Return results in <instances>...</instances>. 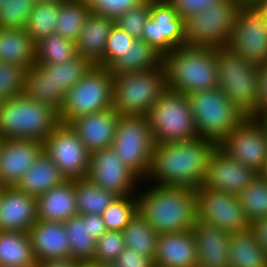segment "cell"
Wrapping results in <instances>:
<instances>
[{"mask_svg": "<svg viewBox=\"0 0 267 267\" xmlns=\"http://www.w3.org/2000/svg\"><path fill=\"white\" fill-rule=\"evenodd\" d=\"M218 144L206 138L156 143L145 182L160 186L200 187ZM149 180V181H148Z\"/></svg>", "mask_w": 267, "mask_h": 267, "instance_id": "1", "label": "cell"}, {"mask_svg": "<svg viewBox=\"0 0 267 267\" xmlns=\"http://www.w3.org/2000/svg\"><path fill=\"white\" fill-rule=\"evenodd\" d=\"M142 183V188L139 186L137 192L138 212L155 232L162 234L191 230L197 219L194 187L160 186L151 182L145 185V180Z\"/></svg>", "mask_w": 267, "mask_h": 267, "instance_id": "2", "label": "cell"}, {"mask_svg": "<svg viewBox=\"0 0 267 267\" xmlns=\"http://www.w3.org/2000/svg\"><path fill=\"white\" fill-rule=\"evenodd\" d=\"M167 88L188 95L217 88L216 48L184 45L163 56Z\"/></svg>", "mask_w": 267, "mask_h": 267, "instance_id": "3", "label": "cell"}, {"mask_svg": "<svg viewBox=\"0 0 267 267\" xmlns=\"http://www.w3.org/2000/svg\"><path fill=\"white\" fill-rule=\"evenodd\" d=\"M59 123L53 108L23 94L0 101V134L4 139L43 142Z\"/></svg>", "mask_w": 267, "mask_h": 267, "instance_id": "4", "label": "cell"}, {"mask_svg": "<svg viewBox=\"0 0 267 267\" xmlns=\"http://www.w3.org/2000/svg\"><path fill=\"white\" fill-rule=\"evenodd\" d=\"M168 90L166 68L113 75V109L122 116H147Z\"/></svg>", "mask_w": 267, "mask_h": 267, "instance_id": "5", "label": "cell"}, {"mask_svg": "<svg viewBox=\"0 0 267 267\" xmlns=\"http://www.w3.org/2000/svg\"><path fill=\"white\" fill-rule=\"evenodd\" d=\"M217 88L246 116H256L258 65L228 47L216 48Z\"/></svg>", "mask_w": 267, "mask_h": 267, "instance_id": "6", "label": "cell"}, {"mask_svg": "<svg viewBox=\"0 0 267 267\" xmlns=\"http://www.w3.org/2000/svg\"><path fill=\"white\" fill-rule=\"evenodd\" d=\"M198 137L219 144L246 117L218 88L187 95Z\"/></svg>", "mask_w": 267, "mask_h": 267, "instance_id": "7", "label": "cell"}, {"mask_svg": "<svg viewBox=\"0 0 267 267\" xmlns=\"http://www.w3.org/2000/svg\"><path fill=\"white\" fill-rule=\"evenodd\" d=\"M154 143L192 140L198 137L188 96L167 90L147 115Z\"/></svg>", "mask_w": 267, "mask_h": 267, "instance_id": "8", "label": "cell"}, {"mask_svg": "<svg viewBox=\"0 0 267 267\" xmlns=\"http://www.w3.org/2000/svg\"><path fill=\"white\" fill-rule=\"evenodd\" d=\"M113 74L108 68L93 66L69 91L60 110L59 121L68 124L75 118L113 108Z\"/></svg>", "mask_w": 267, "mask_h": 267, "instance_id": "9", "label": "cell"}, {"mask_svg": "<svg viewBox=\"0 0 267 267\" xmlns=\"http://www.w3.org/2000/svg\"><path fill=\"white\" fill-rule=\"evenodd\" d=\"M154 145L147 116H119L111 147L142 181L150 172Z\"/></svg>", "mask_w": 267, "mask_h": 267, "instance_id": "10", "label": "cell"}, {"mask_svg": "<svg viewBox=\"0 0 267 267\" xmlns=\"http://www.w3.org/2000/svg\"><path fill=\"white\" fill-rule=\"evenodd\" d=\"M242 5L224 0L184 20L185 45L223 48L227 46Z\"/></svg>", "mask_w": 267, "mask_h": 267, "instance_id": "11", "label": "cell"}, {"mask_svg": "<svg viewBox=\"0 0 267 267\" xmlns=\"http://www.w3.org/2000/svg\"><path fill=\"white\" fill-rule=\"evenodd\" d=\"M43 152L52 159L66 180L86 179L90 153L69 124L59 123L43 140Z\"/></svg>", "mask_w": 267, "mask_h": 267, "instance_id": "12", "label": "cell"}, {"mask_svg": "<svg viewBox=\"0 0 267 267\" xmlns=\"http://www.w3.org/2000/svg\"><path fill=\"white\" fill-rule=\"evenodd\" d=\"M228 157L259 173L267 161V133L259 116H246L219 144Z\"/></svg>", "mask_w": 267, "mask_h": 267, "instance_id": "13", "label": "cell"}, {"mask_svg": "<svg viewBox=\"0 0 267 267\" xmlns=\"http://www.w3.org/2000/svg\"><path fill=\"white\" fill-rule=\"evenodd\" d=\"M226 47L255 65L267 61L266 19L256 6L239 10Z\"/></svg>", "mask_w": 267, "mask_h": 267, "instance_id": "14", "label": "cell"}, {"mask_svg": "<svg viewBox=\"0 0 267 267\" xmlns=\"http://www.w3.org/2000/svg\"><path fill=\"white\" fill-rule=\"evenodd\" d=\"M197 218L228 233L250 228L239 198L236 195L208 189L196 188Z\"/></svg>", "mask_w": 267, "mask_h": 267, "instance_id": "15", "label": "cell"}, {"mask_svg": "<svg viewBox=\"0 0 267 267\" xmlns=\"http://www.w3.org/2000/svg\"><path fill=\"white\" fill-rule=\"evenodd\" d=\"M141 39L164 56L185 45L184 19L167 0H150V15L145 21Z\"/></svg>", "mask_w": 267, "mask_h": 267, "instance_id": "16", "label": "cell"}, {"mask_svg": "<svg viewBox=\"0 0 267 267\" xmlns=\"http://www.w3.org/2000/svg\"><path fill=\"white\" fill-rule=\"evenodd\" d=\"M87 179L117 196L137 194L142 180L118 157L112 147L90 154Z\"/></svg>", "mask_w": 267, "mask_h": 267, "instance_id": "17", "label": "cell"}, {"mask_svg": "<svg viewBox=\"0 0 267 267\" xmlns=\"http://www.w3.org/2000/svg\"><path fill=\"white\" fill-rule=\"evenodd\" d=\"M258 176L252 168L231 157L218 147L209 160L202 186L238 196Z\"/></svg>", "mask_w": 267, "mask_h": 267, "instance_id": "18", "label": "cell"}, {"mask_svg": "<svg viewBox=\"0 0 267 267\" xmlns=\"http://www.w3.org/2000/svg\"><path fill=\"white\" fill-rule=\"evenodd\" d=\"M43 152L34 139H4L0 147V187H14Z\"/></svg>", "mask_w": 267, "mask_h": 267, "instance_id": "19", "label": "cell"}, {"mask_svg": "<svg viewBox=\"0 0 267 267\" xmlns=\"http://www.w3.org/2000/svg\"><path fill=\"white\" fill-rule=\"evenodd\" d=\"M37 197L14 187H0V230L29 232L37 222Z\"/></svg>", "mask_w": 267, "mask_h": 267, "instance_id": "20", "label": "cell"}, {"mask_svg": "<svg viewBox=\"0 0 267 267\" xmlns=\"http://www.w3.org/2000/svg\"><path fill=\"white\" fill-rule=\"evenodd\" d=\"M119 116L118 112L111 108L79 116L68 124L84 143L87 151L92 154L112 146Z\"/></svg>", "mask_w": 267, "mask_h": 267, "instance_id": "21", "label": "cell"}, {"mask_svg": "<svg viewBox=\"0 0 267 267\" xmlns=\"http://www.w3.org/2000/svg\"><path fill=\"white\" fill-rule=\"evenodd\" d=\"M190 231L197 250V267H230V233L198 218Z\"/></svg>", "mask_w": 267, "mask_h": 267, "instance_id": "22", "label": "cell"}, {"mask_svg": "<svg viewBox=\"0 0 267 267\" xmlns=\"http://www.w3.org/2000/svg\"><path fill=\"white\" fill-rule=\"evenodd\" d=\"M155 267H197V250L191 231L158 236Z\"/></svg>", "mask_w": 267, "mask_h": 267, "instance_id": "23", "label": "cell"}, {"mask_svg": "<svg viewBox=\"0 0 267 267\" xmlns=\"http://www.w3.org/2000/svg\"><path fill=\"white\" fill-rule=\"evenodd\" d=\"M29 235L38 263L70 257L68 234L62 222L37 220Z\"/></svg>", "mask_w": 267, "mask_h": 267, "instance_id": "24", "label": "cell"}, {"mask_svg": "<svg viewBox=\"0 0 267 267\" xmlns=\"http://www.w3.org/2000/svg\"><path fill=\"white\" fill-rule=\"evenodd\" d=\"M115 20L90 12L76 39L77 55L96 66L104 58V48Z\"/></svg>", "mask_w": 267, "mask_h": 267, "instance_id": "25", "label": "cell"}, {"mask_svg": "<svg viewBox=\"0 0 267 267\" xmlns=\"http://www.w3.org/2000/svg\"><path fill=\"white\" fill-rule=\"evenodd\" d=\"M78 215L75 202L74 180H65L61 185L37 197V219L64 222Z\"/></svg>", "mask_w": 267, "mask_h": 267, "instance_id": "26", "label": "cell"}, {"mask_svg": "<svg viewBox=\"0 0 267 267\" xmlns=\"http://www.w3.org/2000/svg\"><path fill=\"white\" fill-rule=\"evenodd\" d=\"M22 94L26 98L50 106L58 114L65 100V95L51 82L49 64L36 63L26 69Z\"/></svg>", "mask_w": 267, "mask_h": 267, "instance_id": "27", "label": "cell"}, {"mask_svg": "<svg viewBox=\"0 0 267 267\" xmlns=\"http://www.w3.org/2000/svg\"><path fill=\"white\" fill-rule=\"evenodd\" d=\"M65 180L57 165L42 152L15 187L28 195L38 197Z\"/></svg>", "mask_w": 267, "mask_h": 267, "instance_id": "28", "label": "cell"}, {"mask_svg": "<svg viewBox=\"0 0 267 267\" xmlns=\"http://www.w3.org/2000/svg\"><path fill=\"white\" fill-rule=\"evenodd\" d=\"M0 62L26 69L36 64V44L25 29L0 28Z\"/></svg>", "mask_w": 267, "mask_h": 267, "instance_id": "29", "label": "cell"}, {"mask_svg": "<svg viewBox=\"0 0 267 267\" xmlns=\"http://www.w3.org/2000/svg\"><path fill=\"white\" fill-rule=\"evenodd\" d=\"M163 55L142 39H135L126 52L108 69L113 75L145 71L160 67Z\"/></svg>", "mask_w": 267, "mask_h": 267, "instance_id": "30", "label": "cell"}, {"mask_svg": "<svg viewBox=\"0 0 267 267\" xmlns=\"http://www.w3.org/2000/svg\"><path fill=\"white\" fill-rule=\"evenodd\" d=\"M230 267H267V254L251 229L230 233Z\"/></svg>", "mask_w": 267, "mask_h": 267, "instance_id": "31", "label": "cell"}, {"mask_svg": "<svg viewBox=\"0 0 267 267\" xmlns=\"http://www.w3.org/2000/svg\"><path fill=\"white\" fill-rule=\"evenodd\" d=\"M38 264L29 232L0 230V267Z\"/></svg>", "mask_w": 267, "mask_h": 267, "instance_id": "32", "label": "cell"}, {"mask_svg": "<svg viewBox=\"0 0 267 267\" xmlns=\"http://www.w3.org/2000/svg\"><path fill=\"white\" fill-rule=\"evenodd\" d=\"M63 225L68 234L70 257L80 263H93L96 239L89 232L88 214L75 215Z\"/></svg>", "mask_w": 267, "mask_h": 267, "instance_id": "33", "label": "cell"}, {"mask_svg": "<svg viewBox=\"0 0 267 267\" xmlns=\"http://www.w3.org/2000/svg\"><path fill=\"white\" fill-rule=\"evenodd\" d=\"M74 191L78 215H102L118 197L115 193L94 185L87 178L74 179Z\"/></svg>", "mask_w": 267, "mask_h": 267, "instance_id": "34", "label": "cell"}, {"mask_svg": "<svg viewBox=\"0 0 267 267\" xmlns=\"http://www.w3.org/2000/svg\"><path fill=\"white\" fill-rule=\"evenodd\" d=\"M125 245L140 255L154 260L159 233L155 232L139 212L122 231Z\"/></svg>", "mask_w": 267, "mask_h": 267, "instance_id": "35", "label": "cell"}, {"mask_svg": "<svg viewBox=\"0 0 267 267\" xmlns=\"http://www.w3.org/2000/svg\"><path fill=\"white\" fill-rule=\"evenodd\" d=\"M90 12L91 9L82 0L61 2L55 32L75 42Z\"/></svg>", "mask_w": 267, "mask_h": 267, "instance_id": "36", "label": "cell"}, {"mask_svg": "<svg viewBox=\"0 0 267 267\" xmlns=\"http://www.w3.org/2000/svg\"><path fill=\"white\" fill-rule=\"evenodd\" d=\"M60 3L36 1L25 30L36 44L41 39L55 33Z\"/></svg>", "mask_w": 267, "mask_h": 267, "instance_id": "37", "label": "cell"}, {"mask_svg": "<svg viewBox=\"0 0 267 267\" xmlns=\"http://www.w3.org/2000/svg\"><path fill=\"white\" fill-rule=\"evenodd\" d=\"M76 56L75 43L56 32L36 43V63L59 64L72 60Z\"/></svg>", "mask_w": 267, "mask_h": 267, "instance_id": "38", "label": "cell"}, {"mask_svg": "<svg viewBox=\"0 0 267 267\" xmlns=\"http://www.w3.org/2000/svg\"><path fill=\"white\" fill-rule=\"evenodd\" d=\"M94 65L86 58L77 55L72 60L59 64H49L51 82L64 95L76 85Z\"/></svg>", "mask_w": 267, "mask_h": 267, "instance_id": "39", "label": "cell"}, {"mask_svg": "<svg viewBox=\"0 0 267 267\" xmlns=\"http://www.w3.org/2000/svg\"><path fill=\"white\" fill-rule=\"evenodd\" d=\"M238 198L250 225L267 218V181L259 175L238 195Z\"/></svg>", "mask_w": 267, "mask_h": 267, "instance_id": "40", "label": "cell"}, {"mask_svg": "<svg viewBox=\"0 0 267 267\" xmlns=\"http://www.w3.org/2000/svg\"><path fill=\"white\" fill-rule=\"evenodd\" d=\"M138 213L137 194L118 196L101 215L107 230L123 231Z\"/></svg>", "mask_w": 267, "mask_h": 267, "instance_id": "41", "label": "cell"}, {"mask_svg": "<svg viewBox=\"0 0 267 267\" xmlns=\"http://www.w3.org/2000/svg\"><path fill=\"white\" fill-rule=\"evenodd\" d=\"M37 0H6L0 6V28L25 29Z\"/></svg>", "mask_w": 267, "mask_h": 267, "instance_id": "42", "label": "cell"}, {"mask_svg": "<svg viewBox=\"0 0 267 267\" xmlns=\"http://www.w3.org/2000/svg\"><path fill=\"white\" fill-rule=\"evenodd\" d=\"M125 247L121 231L107 230L96 239L93 263H113Z\"/></svg>", "mask_w": 267, "mask_h": 267, "instance_id": "43", "label": "cell"}, {"mask_svg": "<svg viewBox=\"0 0 267 267\" xmlns=\"http://www.w3.org/2000/svg\"><path fill=\"white\" fill-rule=\"evenodd\" d=\"M134 41L130 34L114 22L105 44L104 58L96 66L109 68Z\"/></svg>", "mask_w": 267, "mask_h": 267, "instance_id": "44", "label": "cell"}, {"mask_svg": "<svg viewBox=\"0 0 267 267\" xmlns=\"http://www.w3.org/2000/svg\"><path fill=\"white\" fill-rule=\"evenodd\" d=\"M25 74L23 66L0 62V101L23 93Z\"/></svg>", "mask_w": 267, "mask_h": 267, "instance_id": "45", "label": "cell"}, {"mask_svg": "<svg viewBox=\"0 0 267 267\" xmlns=\"http://www.w3.org/2000/svg\"><path fill=\"white\" fill-rule=\"evenodd\" d=\"M150 15V0H144L138 6L131 8L120 15L115 23L132 36L134 39H141L145 21Z\"/></svg>", "mask_w": 267, "mask_h": 267, "instance_id": "46", "label": "cell"}, {"mask_svg": "<svg viewBox=\"0 0 267 267\" xmlns=\"http://www.w3.org/2000/svg\"><path fill=\"white\" fill-rule=\"evenodd\" d=\"M91 12L116 20L144 0H82Z\"/></svg>", "mask_w": 267, "mask_h": 267, "instance_id": "47", "label": "cell"}, {"mask_svg": "<svg viewBox=\"0 0 267 267\" xmlns=\"http://www.w3.org/2000/svg\"><path fill=\"white\" fill-rule=\"evenodd\" d=\"M177 12L179 17L184 20L188 17L208 9L224 0H167Z\"/></svg>", "mask_w": 267, "mask_h": 267, "instance_id": "48", "label": "cell"}, {"mask_svg": "<svg viewBox=\"0 0 267 267\" xmlns=\"http://www.w3.org/2000/svg\"><path fill=\"white\" fill-rule=\"evenodd\" d=\"M113 264L117 267H155L152 258L140 255L128 247H125Z\"/></svg>", "mask_w": 267, "mask_h": 267, "instance_id": "49", "label": "cell"}, {"mask_svg": "<svg viewBox=\"0 0 267 267\" xmlns=\"http://www.w3.org/2000/svg\"><path fill=\"white\" fill-rule=\"evenodd\" d=\"M267 111V61L258 66L256 116Z\"/></svg>", "mask_w": 267, "mask_h": 267, "instance_id": "50", "label": "cell"}, {"mask_svg": "<svg viewBox=\"0 0 267 267\" xmlns=\"http://www.w3.org/2000/svg\"><path fill=\"white\" fill-rule=\"evenodd\" d=\"M256 241L261 245L267 254V218L253 222L250 225Z\"/></svg>", "mask_w": 267, "mask_h": 267, "instance_id": "51", "label": "cell"}, {"mask_svg": "<svg viewBox=\"0 0 267 267\" xmlns=\"http://www.w3.org/2000/svg\"><path fill=\"white\" fill-rule=\"evenodd\" d=\"M88 228L91 236L95 239L107 231L101 215L98 214H88Z\"/></svg>", "mask_w": 267, "mask_h": 267, "instance_id": "52", "label": "cell"}, {"mask_svg": "<svg viewBox=\"0 0 267 267\" xmlns=\"http://www.w3.org/2000/svg\"><path fill=\"white\" fill-rule=\"evenodd\" d=\"M80 262L68 258L50 259L38 263V267H77Z\"/></svg>", "mask_w": 267, "mask_h": 267, "instance_id": "53", "label": "cell"}, {"mask_svg": "<svg viewBox=\"0 0 267 267\" xmlns=\"http://www.w3.org/2000/svg\"><path fill=\"white\" fill-rule=\"evenodd\" d=\"M255 6L263 14L264 18H267V0H259Z\"/></svg>", "mask_w": 267, "mask_h": 267, "instance_id": "54", "label": "cell"}, {"mask_svg": "<svg viewBox=\"0 0 267 267\" xmlns=\"http://www.w3.org/2000/svg\"><path fill=\"white\" fill-rule=\"evenodd\" d=\"M240 3L242 6H255L259 0H233Z\"/></svg>", "mask_w": 267, "mask_h": 267, "instance_id": "55", "label": "cell"}, {"mask_svg": "<svg viewBox=\"0 0 267 267\" xmlns=\"http://www.w3.org/2000/svg\"><path fill=\"white\" fill-rule=\"evenodd\" d=\"M258 175L267 181V161L265 163V165L263 166L262 170L258 173Z\"/></svg>", "mask_w": 267, "mask_h": 267, "instance_id": "56", "label": "cell"}, {"mask_svg": "<svg viewBox=\"0 0 267 267\" xmlns=\"http://www.w3.org/2000/svg\"><path fill=\"white\" fill-rule=\"evenodd\" d=\"M77 267H98V264H95L92 262H83V263H79Z\"/></svg>", "mask_w": 267, "mask_h": 267, "instance_id": "57", "label": "cell"}, {"mask_svg": "<svg viewBox=\"0 0 267 267\" xmlns=\"http://www.w3.org/2000/svg\"><path fill=\"white\" fill-rule=\"evenodd\" d=\"M259 117L261 118L262 125L267 133V115L264 113V114H261Z\"/></svg>", "mask_w": 267, "mask_h": 267, "instance_id": "58", "label": "cell"}, {"mask_svg": "<svg viewBox=\"0 0 267 267\" xmlns=\"http://www.w3.org/2000/svg\"><path fill=\"white\" fill-rule=\"evenodd\" d=\"M98 267H117V266L113 263H100L98 264Z\"/></svg>", "mask_w": 267, "mask_h": 267, "instance_id": "59", "label": "cell"}, {"mask_svg": "<svg viewBox=\"0 0 267 267\" xmlns=\"http://www.w3.org/2000/svg\"><path fill=\"white\" fill-rule=\"evenodd\" d=\"M37 1H47V2L61 3V2H64L66 0H37Z\"/></svg>", "mask_w": 267, "mask_h": 267, "instance_id": "60", "label": "cell"}, {"mask_svg": "<svg viewBox=\"0 0 267 267\" xmlns=\"http://www.w3.org/2000/svg\"><path fill=\"white\" fill-rule=\"evenodd\" d=\"M15 267V266H14ZM17 267H38V264H29L25 266H17Z\"/></svg>", "mask_w": 267, "mask_h": 267, "instance_id": "61", "label": "cell"}, {"mask_svg": "<svg viewBox=\"0 0 267 267\" xmlns=\"http://www.w3.org/2000/svg\"><path fill=\"white\" fill-rule=\"evenodd\" d=\"M3 140H4V138H3V136L0 134V147H1L2 143H3Z\"/></svg>", "mask_w": 267, "mask_h": 267, "instance_id": "62", "label": "cell"}, {"mask_svg": "<svg viewBox=\"0 0 267 267\" xmlns=\"http://www.w3.org/2000/svg\"><path fill=\"white\" fill-rule=\"evenodd\" d=\"M5 2L6 0H0V6H2Z\"/></svg>", "mask_w": 267, "mask_h": 267, "instance_id": "63", "label": "cell"}]
</instances>
